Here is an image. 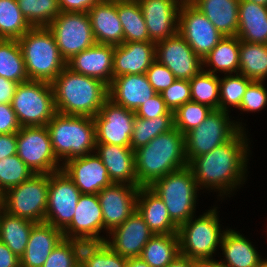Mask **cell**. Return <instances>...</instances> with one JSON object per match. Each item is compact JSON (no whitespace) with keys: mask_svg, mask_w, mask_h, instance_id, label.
I'll return each instance as SVG.
<instances>
[{"mask_svg":"<svg viewBox=\"0 0 267 267\" xmlns=\"http://www.w3.org/2000/svg\"><path fill=\"white\" fill-rule=\"evenodd\" d=\"M136 210L154 234L178 233V226L171 220L163 200L149 187H139Z\"/></svg>","mask_w":267,"mask_h":267,"instance_id":"cell-28","label":"cell"},{"mask_svg":"<svg viewBox=\"0 0 267 267\" xmlns=\"http://www.w3.org/2000/svg\"><path fill=\"white\" fill-rule=\"evenodd\" d=\"M93 119L96 126V143L131 147L135 111L107 99Z\"/></svg>","mask_w":267,"mask_h":267,"instance_id":"cell-15","label":"cell"},{"mask_svg":"<svg viewBox=\"0 0 267 267\" xmlns=\"http://www.w3.org/2000/svg\"><path fill=\"white\" fill-rule=\"evenodd\" d=\"M219 75L212 74L204 68L192 79L190 83L191 101L204 104L213 110L219 105Z\"/></svg>","mask_w":267,"mask_h":267,"instance_id":"cell-40","label":"cell"},{"mask_svg":"<svg viewBox=\"0 0 267 267\" xmlns=\"http://www.w3.org/2000/svg\"><path fill=\"white\" fill-rule=\"evenodd\" d=\"M247 140L244 130L240 129L228 142L195 157L188 166L198 187L217 189L215 191L222 196L230 194L241 182L243 184L249 154Z\"/></svg>","mask_w":267,"mask_h":267,"instance_id":"cell-1","label":"cell"},{"mask_svg":"<svg viewBox=\"0 0 267 267\" xmlns=\"http://www.w3.org/2000/svg\"><path fill=\"white\" fill-rule=\"evenodd\" d=\"M57 113L94 117L108 99V86L99 79L65 67L51 82Z\"/></svg>","mask_w":267,"mask_h":267,"instance_id":"cell-2","label":"cell"},{"mask_svg":"<svg viewBox=\"0 0 267 267\" xmlns=\"http://www.w3.org/2000/svg\"><path fill=\"white\" fill-rule=\"evenodd\" d=\"M0 76L17 83L29 80L18 40L0 39Z\"/></svg>","mask_w":267,"mask_h":267,"instance_id":"cell-37","label":"cell"},{"mask_svg":"<svg viewBox=\"0 0 267 267\" xmlns=\"http://www.w3.org/2000/svg\"><path fill=\"white\" fill-rule=\"evenodd\" d=\"M267 105V89L263 81H252L242 98L239 109L242 111H259Z\"/></svg>","mask_w":267,"mask_h":267,"instance_id":"cell-47","label":"cell"},{"mask_svg":"<svg viewBox=\"0 0 267 267\" xmlns=\"http://www.w3.org/2000/svg\"><path fill=\"white\" fill-rule=\"evenodd\" d=\"M81 195L74 182L62 170L50 173L44 222L63 231L71 223Z\"/></svg>","mask_w":267,"mask_h":267,"instance_id":"cell-13","label":"cell"},{"mask_svg":"<svg viewBox=\"0 0 267 267\" xmlns=\"http://www.w3.org/2000/svg\"><path fill=\"white\" fill-rule=\"evenodd\" d=\"M11 106L21 127L46 126L57 113L52 85L45 81L19 83Z\"/></svg>","mask_w":267,"mask_h":267,"instance_id":"cell-7","label":"cell"},{"mask_svg":"<svg viewBox=\"0 0 267 267\" xmlns=\"http://www.w3.org/2000/svg\"><path fill=\"white\" fill-rule=\"evenodd\" d=\"M192 267H225L220 261L212 259H196L192 260Z\"/></svg>","mask_w":267,"mask_h":267,"instance_id":"cell-58","label":"cell"},{"mask_svg":"<svg viewBox=\"0 0 267 267\" xmlns=\"http://www.w3.org/2000/svg\"><path fill=\"white\" fill-rule=\"evenodd\" d=\"M126 267H151L147 262H145L141 257H131L127 258Z\"/></svg>","mask_w":267,"mask_h":267,"instance_id":"cell-59","label":"cell"},{"mask_svg":"<svg viewBox=\"0 0 267 267\" xmlns=\"http://www.w3.org/2000/svg\"><path fill=\"white\" fill-rule=\"evenodd\" d=\"M20 127L11 104H0V134L17 133Z\"/></svg>","mask_w":267,"mask_h":267,"instance_id":"cell-52","label":"cell"},{"mask_svg":"<svg viewBox=\"0 0 267 267\" xmlns=\"http://www.w3.org/2000/svg\"><path fill=\"white\" fill-rule=\"evenodd\" d=\"M16 154L34 174L62 170V164H59L53 151L47 126L20 127Z\"/></svg>","mask_w":267,"mask_h":267,"instance_id":"cell-11","label":"cell"},{"mask_svg":"<svg viewBox=\"0 0 267 267\" xmlns=\"http://www.w3.org/2000/svg\"><path fill=\"white\" fill-rule=\"evenodd\" d=\"M155 58L169 68L176 79L190 80L203 69L202 59L178 32L156 43Z\"/></svg>","mask_w":267,"mask_h":267,"instance_id":"cell-16","label":"cell"},{"mask_svg":"<svg viewBox=\"0 0 267 267\" xmlns=\"http://www.w3.org/2000/svg\"><path fill=\"white\" fill-rule=\"evenodd\" d=\"M156 43L123 42L114 46L113 79L121 75L145 74L155 58Z\"/></svg>","mask_w":267,"mask_h":267,"instance_id":"cell-23","label":"cell"},{"mask_svg":"<svg viewBox=\"0 0 267 267\" xmlns=\"http://www.w3.org/2000/svg\"><path fill=\"white\" fill-rule=\"evenodd\" d=\"M97 155L102 160L112 183L137 186L135 153L131 147L96 143Z\"/></svg>","mask_w":267,"mask_h":267,"instance_id":"cell-25","label":"cell"},{"mask_svg":"<svg viewBox=\"0 0 267 267\" xmlns=\"http://www.w3.org/2000/svg\"><path fill=\"white\" fill-rule=\"evenodd\" d=\"M174 128L173 115H163L153 119L135 116L131 148L133 150L147 145L152 139Z\"/></svg>","mask_w":267,"mask_h":267,"instance_id":"cell-39","label":"cell"},{"mask_svg":"<svg viewBox=\"0 0 267 267\" xmlns=\"http://www.w3.org/2000/svg\"><path fill=\"white\" fill-rule=\"evenodd\" d=\"M134 153L139 187H149L155 180L188 166L184 135L175 127L135 149Z\"/></svg>","mask_w":267,"mask_h":267,"instance_id":"cell-3","label":"cell"},{"mask_svg":"<svg viewBox=\"0 0 267 267\" xmlns=\"http://www.w3.org/2000/svg\"><path fill=\"white\" fill-rule=\"evenodd\" d=\"M163 115H173V111L166 106L160 93L153 95L135 111V116L144 119H153Z\"/></svg>","mask_w":267,"mask_h":267,"instance_id":"cell-49","label":"cell"},{"mask_svg":"<svg viewBox=\"0 0 267 267\" xmlns=\"http://www.w3.org/2000/svg\"><path fill=\"white\" fill-rule=\"evenodd\" d=\"M139 186L112 183L97 195L100 201L104 230L112 231L123 224L136 210Z\"/></svg>","mask_w":267,"mask_h":267,"instance_id":"cell-17","label":"cell"},{"mask_svg":"<svg viewBox=\"0 0 267 267\" xmlns=\"http://www.w3.org/2000/svg\"><path fill=\"white\" fill-rule=\"evenodd\" d=\"M178 33L201 59H203L224 36L192 3L181 4L180 6Z\"/></svg>","mask_w":267,"mask_h":267,"instance_id":"cell-14","label":"cell"},{"mask_svg":"<svg viewBox=\"0 0 267 267\" xmlns=\"http://www.w3.org/2000/svg\"><path fill=\"white\" fill-rule=\"evenodd\" d=\"M64 240L69 244L74 263L77 267H82L96 254L101 253L108 247L107 238L101 237L100 234L90 236H64Z\"/></svg>","mask_w":267,"mask_h":267,"instance_id":"cell-42","label":"cell"},{"mask_svg":"<svg viewBox=\"0 0 267 267\" xmlns=\"http://www.w3.org/2000/svg\"><path fill=\"white\" fill-rule=\"evenodd\" d=\"M108 233L112 236V240L108 239V247L125 258L140 257L144 246L154 235L137 210Z\"/></svg>","mask_w":267,"mask_h":267,"instance_id":"cell-20","label":"cell"},{"mask_svg":"<svg viewBox=\"0 0 267 267\" xmlns=\"http://www.w3.org/2000/svg\"><path fill=\"white\" fill-rule=\"evenodd\" d=\"M127 258L112 251L109 247L101 253L96 254L90 261L82 267H126Z\"/></svg>","mask_w":267,"mask_h":267,"instance_id":"cell-51","label":"cell"},{"mask_svg":"<svg viewBox=\"0 0 267 267\" xmlns=\"http://www.w3.org/2000/svg\"><path fill=\"white\" fill-rule=\"evenodd\" d=\"M29 80L51 83L66 67L48 27H32L18 39Z\"/></svg>","mask_w":267,"mask_h":267,"instance_id":"cell-5","label":"cell"},{"mask_svg":"<svg viewBox=\"0 0 267 267\" xmlns=\"http://www.w3.org/2000/svg\"><path fill=\"white\" fill-rule=\"evenodd\" d=\"M47 27L66 62L96 44L88 13L61 12Z\"/></svg>","mask_w":267,"mask_h":267,"instance_id":"cell-12","label":"cell"},{"mask_svg":"<svg viewBox=\"0 0 267 267\" xmlns=\"http://www.w3.org/2000/svg\"><path fill=\"white\" fill-rule=\"evenodd\" d=\"M104 229L102 209L97 194H82L71 223L63 230L64 236L99 235Z\"/></svg>","mask_w":267,"mask_h":267,"instance_id":"cell-27","label":"cell"},{"mask_svg":"<svg viewBox=\"0 0 267 267\" xmlns=\"http://www.w3.org/2000/svg\"><path fill=\"white\" fill-rule=\"evenodd\" d=\"M240 0H195L198 8L224 36H236Z\"/></svg>","mask_w":267,"mask_h":267,"instance_id":"cell-31","label":"cell"},{"mask_svg":"<svg viewBox=\"0 0 267 267\" xmlns=\"http://www.w3.org/2000/svg\"><path fill=\"white\" fill-rule=\"evenodd\" d=\"M64 239L63 231L47 222L35 223L31 229L20 267H42L52 250Z\"/></svg>","mask_w":267,"mask_h":267,"instance_id":"cell-26","label":"cell"},{"mask_svg":"<svg viewBox=\"0 0 267 267\" xmlns=\"http://www.w3.org/2000/svg\"><path fill=\"white\" fill-rule=\"evenodd\" d=\"M46 126L57 160H64L62 166L95 152L96 126L92 117L56 113Z\"/></svg>","mask_w":267,"mask_h":267,"instance_id":"cell-4","label":"cell"},{"mask_svg":"<svg viewBox=\"0 0 267 267\" xmlns=\"http://www.w3.org/2000/svg\"><path fill=\"white\" fill-rule=\"evenodd\" d=\"M239 74L252 81H263L267 77V44L240 40Z\"/></svg>","mask_w":267,"mask_h":267,"instance_id":"cell-36","label":"cell"},{"mask_svg":"<svg viewBox=\"0 0 267 267\" xmlns=\"http://www.w3.org/2000/svg\"><path fill=\"white\" fill-rule=\"evenodd\" d=\"M212 110L204 104L187 102L173 112L174 127L185 135L199 126Z\"/></svg>","mask_w":267,"mask_h":267,"instance_id":"cell-45","label":"cell"},{"mask_svg":"<svg viewBox=\"0 0 267 267\" xmlns=\"http://www.w3.org/2000/svg\"><path fill=\"white\" fill-rule=\"evenodd\" d=\"M228 113L219 109L212 110L199 126L184 135L188 164L195 157L228 142L240 129H244L240 122L230 121Z\"/></svg>","mask_w":267,"mask_h":267,"instance_id":"cell-10","label":"cell"},{"mask_svg":"<svg viewBox=\"0 0 267 267\" xmlns=\"http://www.w3.org/2000/svg\"><path fill=\"white\" fill-rule=\"evenodd\" d=\"M0 267H20V258L0 241Z\"/></svg>","mask_w":267,"mask_h":267,"instance_id":"cell-56","label":"cell"},{"mask_svg":"<svg viewBox=\"0 0 267 267\" xmlns=\"http://www.w3.org/2000/svg\"><path fill=\"white\" fill-rule=\"evenodd\" d=\"M18 84L0 76V104H11Z\"/></svg>","mask_w":267,"mask_h":267,"instance_id":"cell-55","label":"cell"},{"mask_svg":"<svg viewBox=\"0 0 267 267\" xmlns=\"http://www.w3.org/2000/svg\"><path fill=\"white\" fill-rule=\"evenodd\" d=\"M252 82L242 74L235 76L229 74L224 78H219V105L221 111H228L229 106L240 107L242 98L248 85Z\"/></svg>","mask_w":267,"mask_h":267,"instance_id":"cell-43","label":"cell"},{"mask_svg":"<svg viewBox=\"0 0 267 267\" xmlns=\"http://www.w3.org/2000/svg\"><path fill=\"white\" fill-rule=\"evenodd\" d=\"M150 41L157 43L178 32L180 2L176 0H137Z\"/></svg>","mask_w":267,"mask_h":267,"instance_id":"cell-19","label":"cell"},{"mask_svg":"<svg viewBox=\"0 0 267 267\" xmlns=\"http://www.w3.org/2000/svg\"><path fill=\"white\" fill-rule=\"evenodd\" d=\"M117 14L123 27V42L150 41L137 0H117Z\"/></svg>","mask_w":267,"mask_h":267,"instance_id":"cell-34","label":"cell"},{"mask_svg":"<svg viewBox=\"0 0 267 267\" xmlns=\"http://www.w3.org/2000/svg\"><path fill=\"white\" fill-rule=\"evenodd\" d=\"M240 39L237 36H223L219 43L202 59L203 67L212 66L213 69L205 70L212 74L217 71L226 74L239 72ZM209 65V66H208Z\"/></svg>","mask_w":267,"mask_h":267,"instance_id":"cell-32","label":"cell"},{"mask_svg":"<svg viewBox=\"0 0 267 267\" xmlns=\"http://www.w3.org/2000/svg\"><path fill=\"white\" fill-rule=\"evenodd\" d=\"M166 106L170 111H175L181 105L191 101L189 80L176 79L161 93Z\"/></svg>","mask_w":267,"mask_h":267,"instance_id":"cell-46","label":"cell"},{"mask_svg":"<svg viewBox=\"0 0 267 267\" xmlns=\"http://www.w3.org/2000/svg\"><path fill=\"white\" fill-rule=\"evenodd\" d=\"M149 188L163 200L178 227L194 217L199 187L189 166L155 180Z\"/></svg>","mask_w":267,"mask_h":267,"instance_id":"cell-6","label":"cell"},{"mask_svg":"<svg viewBox=\"0 0 267 267\" xmlns=\"http://www.w3.org/2000/svg\"><path fill=\"white\" fill-rule=\"evenodd\" d=\"M178 2H180V4H191L193 3L195 0H176Z\"/></svg>","mask_w":267,"mask_h":267,"instance_id":"cell-61","label":"cell"},{"mask_svg":"<svg viewBox=\"0 0 267 267\" xmlns=\"http://www.w3.org/2000/svg\"><path fill=\"white\" fill-rule=\"evenodd\" d=\"M247 1L254 2L262 6H267V0H247Z\"/></svg>","mask_w":267,"mask_h":267,"instance_id":"cell-60","label":"cell"},{"mask_svg":"<svg viewBox=\"0 0 267 267\" xmlns=\"http://www.w3.org/2000/svg\"><path fill=\"white\" fill-rule=\"evenodd\" d=\"M180 254L179 235L154 234L144 246L140 257L151 267H166Z\"/></svg>","mask_w":267,"mask_h":267,"instance_id":"cell-35","label":"cell"},{"mask_svg":"<svg viewBox=\"0 0 267 267\" xmlns=\"http://www.w3.org/2000/svg\"><path fill=\"white\" fill-rule=\"evenodd\" d=\"M42 267H77L69 244L64 239L52 250Z\"/></svg>","mask_w":267,"mask_h":267,"instance_id":"cell-50","label":"cell"},{"mask_svg":"<svg viewBox=\"0 0 267 267\" xmlns=\"http://www.w3.org/2000/svg\"><path fill=\"white\" fill-rule=\"evenodd\" d=\"M97 44L121 45L123 27L117 14V0H100L88 12Z\"/></svg>","mask_w":267,"mask_h":267,"instance_id":"cell-24","label":"cell"},{"mask_svg":"<svg viewBox=\"0 0 267 267\" xmlns=\"http://www.w3.org/2000/svg\"><path fill=\"white\" fill-rule=\"evenodd\" d=\"M145 74L156 93H161L176 80L172 71L157 60L150 65Z\"/></svg>","mask_w":267,"mask_h":267,"instance_id":"cell-48","label":"cell"},{"mask_svg":"<svg viewBox=\"0 0 267 267\" xmlns=\"http://www.w3.org/2000/svg\"><path fill=\"white\" fill-rule=\"evenodd\" d=\"M114 46L95 44L76 54L66 62L71 71L96 78L110 85L113 80Z\"/></svg>","mask_w":267,"mask_h":267,"instance_id":"cell-21","label":"cell"},{"mask_svg":"<svg viewBox=\"0 0 267 267\" xmlns=\"http://www.w3.org/2000/svg\"><path fill=\"white\" fill-rule=\"evenodd\" d=\"M31 28L17 0H0V39L18 40Z\"/></svg>","mask_w":267,"mask_h":267,"instance_id":"cell-38","label":"cell"},{"mask_svg":"<svg viewBox=\"0 0 267 267\" xmlns=\"http://www.w3.org/2000/svg\"><path fill=\"white\" fill-rule=\"evenodd\" d=\"M3 204V193L0 191V208H2Z\"/></svg>","mask_w":267,"mask_h":267,"instance_id":"cell-63","label":"cell"},{"mask_svg":"<svg viewBox=\"0 0 267 267\" xmlns=\"http://www.w3.org/2000/svg\"><path fill=\"white\" fill-rule=\"evenodd\" d=\"M33 174L17 154L2 158L0 160V191L4 194L28 180Z\"/></svg>","mask_w":267,"mask_h":267,"instance_id":"cell-44","label":"cell"},{"mask_svg":"<svg viewBox=\"0 0 267 267\" xmlns=\"http://www.w3.org/2000/svg\"><path fill=\"white\" fill-rule=\"evenodd\" d=\"M237 37L244 42L267 44V6L240 0Z\"/></svg>","mask_w":267,"mask_h":267,"instance_id":"cell-29","label":"cell"},{"mask_svg":"<svg viewBox=\"0 0 267 267\" xmlns=\"http://www.w3.org/2000/svg\"><path fill=\"white\" fill-rule=\"evenodd\" d=\"M166 267H192V259L182 254H178Z\"/></svg>","mask_w":267,"mask_h":267,"instance_id":"cell-57","label":"cell"},{"mask_svg":"<svg viewBox=\"0 0 267 267\" xmlns=\"http://www.w3.org/2000/svg\"><path fill=\"white\" fill-rule=\"evenodd\" d=\"M92 152L67 161L62 171L74 182L82 194H98L112 184L107 168L100 157Z\"/></svg>","mask_w":267,"mask_h":267,"instance_id":"cell-18","label":"cell"},{"mask_svg":"<svg viewBox=\"0 0 267 267\" xmlns=\"http://www.w3.org/2000/svg\"><path fill=\"white\" fill-rule=\"evenodd\" d=\"M218 218L217 209L214 207L194 221L191 217L182 224L178 228L180 254L192 260L212 259L225 232L221 231Z\"/></svg>","mask_w":267,"mask_h":267,"instance_id":"cell-8","label":"cell"},{"mask_svg":"<svg viewBox=\"0 0 267 267\" xmlns=\"http://www.w3.org/2000/svg\"><path fill=\"white\" fill-rule=\"evenodd\" d=\"M35 222L8 214L0 209V241L21 258L26 250L31 229Z\"/></svg>","mask_w":267,"mask_h":267,"instance_id":"cell-33","label":"cell"},{"mask_svg":"<svg viewBox=\"0 0 267 267\" xmlns=\"http://www.w3.org/2000/svg\"><path fill=\"white\" fill-rule=\"evenodd\" d=\"M155 94L146 74L121 75L115 77L108 86V99L132 111H136Z\"/></svg>","mask_w":267,"mask_h":267,"instance_id":"cell-22","label":"cell"},{"mask_svg":"<svg viewBox=\"0 0 267 267\" xmlns=\"http://www.w3.org/2000/svg\"><path fill=\"white\" fill-rule=\"evenodd\" d=\"M220 247L225 257L220 263L225 267H258L264 260L248 239L232 229L225 230Z\"/></svg>","mask_w":267,"mask_h":267,"instance_id":"cell-30","label":"cell"},{"mask_svg":"<svg viewBox=\"0 0 267 267\" xmlns=\"http://www.w3.org/2000/svg\"><path fill=\"white\" fill-rule=\"evenodd\" d=\"M258 267H267V259L266 260H263L259 265Z\"/></svg>","mask_w":267,"mask_h":267,"instance_id":"cell-62","label":"cell"},{"mask_svg":"<svg viewBox=\"0 0 267 267\" xmlns=\"http://www.w3.org/2000/svg\"><path fill=\"white\" fill-rule=\"evenodd\" d=\"M17 4L32 27H47L61 13L59 0H17Z\"/></svg>","mask_w":267,"mask_h":267,"instance_id":"cell-41","label":"cell"},{"mask_svg":"<svg viewBox=\"0 0 267 267\" xmlns=\"http://www.w3.org/2000/svg\"><path fill=\"white\" fill-rule=\"evenodd\" d=\"M100 0H59L61 12L87 13Z\"/></svg>","mask_w":267,"mask_h":267,"instance_id":"cell-53","label":"cell"},{"mask_svg":"<svg viewBox=\"0 0 267 267\" xmlns=\"http://www.w3.org/2000/svg\"><path fill=\"white\" fill-rule=\"evenodd\" d=\"M17 152V133L0 134V160Z\"/></svg>","mask_w":267,"mask_h":267,"instance_id":"cell-54","label":"cell"},{"mask_svg":"<svg viewBox=\"0 0 267 267\" xmlns=\"http://www.w3.org/2000/svg\"><path fill=\"white\" fill-rule=\"evenodd\" d=\"M50 174H33L3 194L2 209L35 223L44 222Z\"/></svg>","mask_w":267,"mask_h":267,"instance_id":"cell-9","label":"cell"}]
</instances>
